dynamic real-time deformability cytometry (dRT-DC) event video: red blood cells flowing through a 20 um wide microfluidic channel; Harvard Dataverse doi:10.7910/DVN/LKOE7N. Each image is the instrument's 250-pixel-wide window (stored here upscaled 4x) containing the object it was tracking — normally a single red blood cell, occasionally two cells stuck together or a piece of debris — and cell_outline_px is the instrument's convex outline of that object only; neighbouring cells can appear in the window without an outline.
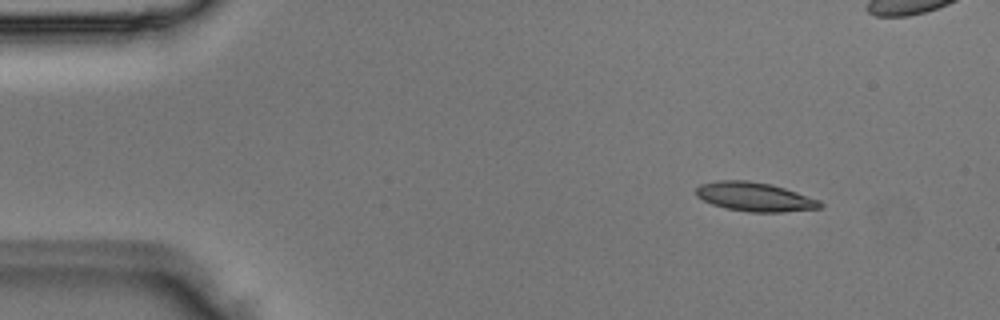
{"species": "Egyptian fruit bat (a non-hibernating species)", "species_latin": "Rousettus aegyptiacus", "temperature_condition": "room temperature", "stored_images_in_passage": 4, "camera_frame_rate_fps": 3000, "um_per_image_px": 0.085, "animal": {"sex": "male"}, "frame": {"image": 1, "passage_image": 1, "time_ms": 0.0, "image_size_px": [1000, 320], "cell_outline_px": [[824, 204], [820, 208], [780, 212], [748, 212], [728, 208], [712, 204], [696, 196], [696, 188], [700, 184], [716, 180], [744, 180], [772, 184], [820, 200]], "centroid_in_image_um": [64.14, 16.72], "position_along_channel_um": 20.9, "area_um2": 20.87}}
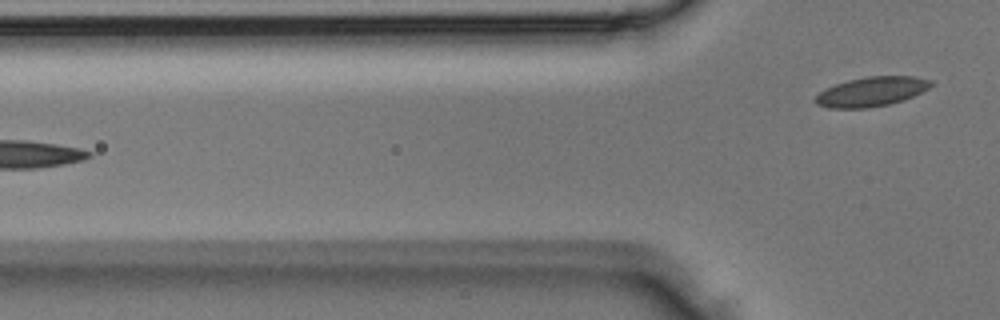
{"frame": {"image": 2, "passage_image": 4, "time_ms": 1.0, "image_size_px": [1000, 320], "cell_outline_px": [[932, 84], [928, 88], [904, 100], [888, 104], [868, 108], [832, 108], [816, 104], [812, 100], [820, 92], [836, 84], [848, 80], [868, 76], [912, 76], [932, 80]], "centroid_in_image_um": [74.06, 7.79], "position_along_channel_um": 51.7, "area_um2": 19.65}}